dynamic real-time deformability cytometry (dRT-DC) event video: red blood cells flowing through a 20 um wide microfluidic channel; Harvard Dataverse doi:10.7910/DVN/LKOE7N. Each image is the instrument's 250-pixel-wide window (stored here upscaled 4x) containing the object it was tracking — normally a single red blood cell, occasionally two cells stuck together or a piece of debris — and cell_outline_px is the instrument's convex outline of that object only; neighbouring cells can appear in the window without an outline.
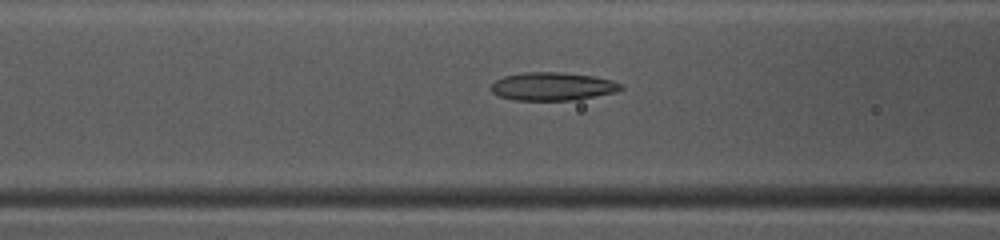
{"species": "common noctule bat (a hibernating species)", "species_latin": "Nyctalus noctula", "temperature_condition": "warm", "stored_images_in_passage": 48, "camera_frame_rate_fps": 3000, "um_per_image_px": 0.085, "animal": {"sex": "female", "body_mass_g": 10.0, "forearm_length_mm": 53.1}, "frame": {"image": 1, "passage_image": 20, "time_ms": 6.333, "image_size_px": [1000, 240], "cell_outline_px": [[624, 88], [616, 92], [568, 100], [516, 100], [500, 96], [492, 92], [492, 84], [496, 80], [504, 76], [524, 72], [560, 72], [592, 76], [612, 80], [624, 84]], "centroid_in_image_um": [46.98, 7.33], "position_along_channel_um": 119.6, "area_um2": 21.04}}
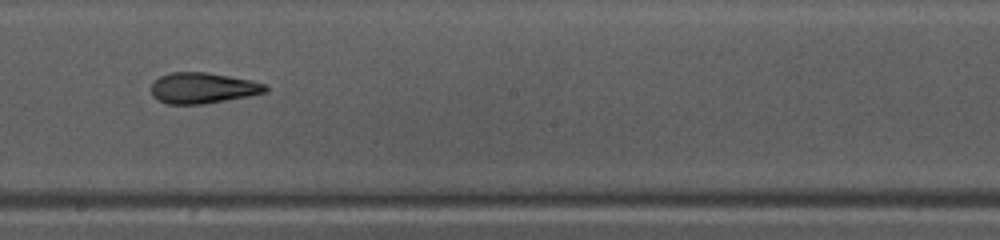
{"frame": {"image": 2, "passage_image": 28, "time_ms": 9.0, "image_size_px": [1000, 240], "cell_outline_px": [[268, 92], [248, 96], [204, 104], [168, 104], [156, 100], [152, 96], [152, 84], [160, 76], [172, 72], [208, 72], [252, 80], [264, 84], [268, 88]], "centroid_in_image_um": [17.24, 7.48], "position_along_channel_um": 231.0, "area_um2": 20.58}}
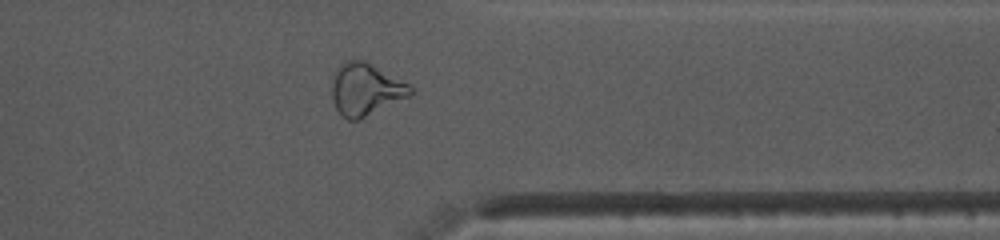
{"frame": {"image": 3, "passage_image": 39, "time_ms": 12.667, "image_size_px": [1000, 240], "cell_outline_px": [[416, 92], [412, 96], [360, 120], [348, 120], [336, 108], [332, 96], [332, 80], [336, 68], [340, 64], [348, 60], [364, 60], [416, 88]], "centroid_in_image_um": [31.13, 7.61], "position_along_channel_um": 380.3, "area_um2": 24.16}, "authors_computed_cell_mechanics": {"area_um2": 22.0796, "velocity_mm_per_s": 4.1656, "shape_relaxation_time_tau1_ms": null, "shape_relaxation_time_tau2_ms": 2.0148, "deformation_change_tau1": null, "deformation_change_tau2": 0.1014}}